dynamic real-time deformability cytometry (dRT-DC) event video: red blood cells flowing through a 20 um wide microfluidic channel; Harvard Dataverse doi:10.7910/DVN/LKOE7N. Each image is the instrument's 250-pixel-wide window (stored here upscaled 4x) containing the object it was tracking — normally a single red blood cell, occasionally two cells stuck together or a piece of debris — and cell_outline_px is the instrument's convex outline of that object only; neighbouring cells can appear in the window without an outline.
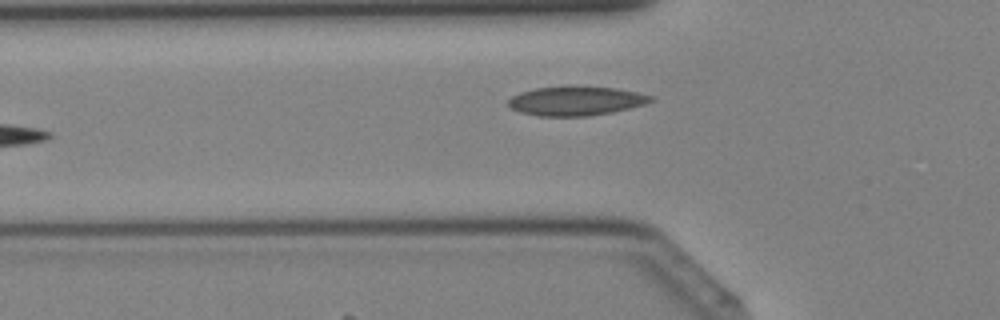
{"species": "Egyptian fruit bat (a non-hibernating species)", "species_latin": "Rousettus aegyptiacus", "temperature_condition": "cold", "stored_images_in_passage": 5, "camera_frame_rate_fps": 3000, "um_per_image_px": 0.085, "animal": {"sex": "female"}, "frame": {"image": 1, "passage_image": 5, "time_ms": 1.333, "image_size_px": [1000, 320], "cell_outline_px": [[656, 100], [644, 104], [612, 112], [588, 116], [540, 116], [520, 112], [512, 108], [508, 104], [508, 100], [512, 96], [520, 92], [536, 88], [616, 88], [656, 96]], "centroid_in_image_um": [48.99, 8.6], "position_along_channel_um": 76.8, "area_um2": 23.58}}